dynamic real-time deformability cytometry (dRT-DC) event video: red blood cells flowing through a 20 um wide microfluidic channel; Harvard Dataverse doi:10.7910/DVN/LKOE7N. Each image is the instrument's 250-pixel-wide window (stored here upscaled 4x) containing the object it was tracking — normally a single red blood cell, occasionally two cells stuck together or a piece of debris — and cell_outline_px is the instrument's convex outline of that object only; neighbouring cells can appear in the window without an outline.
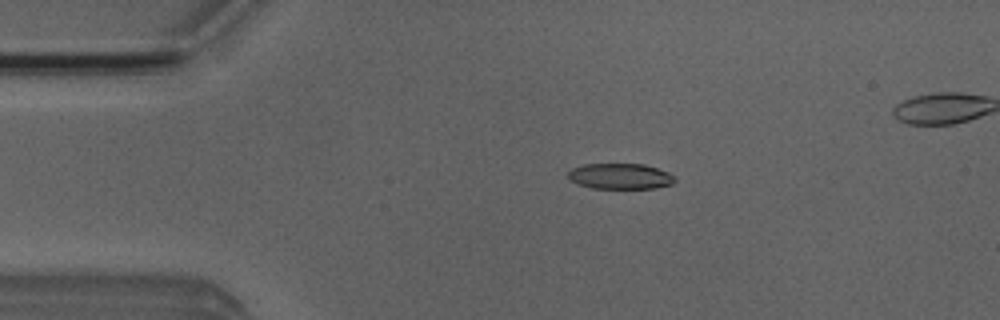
{"species": "Egyptian fruit bat (a non-hibernating species)", "species_latin": "Rousettus aegyptiacus", "temperature_condition": "room temperature", "stored_images_in_passage": 47, "camera_frame_rate_fps": 3000, "um_per_image_px": 0.085, "animal": {"sex": "male"}, "frame": {"image": 1, "passage_image": 9, "time_ms": 2.667, "image_size_px": [1000, 320], "cell_outline_px": [[676, 180], [672, 184], [656, 188], [592, 188], [576, 184], [568, 180], [568, 172], [572, 168], [584, 164], [644, 164], [668, 172], [676, 176]], "centroid_in_image_um": [52.71, 14.98], "position_along_channel_um": 32.3, "area_um2": 16.13}}
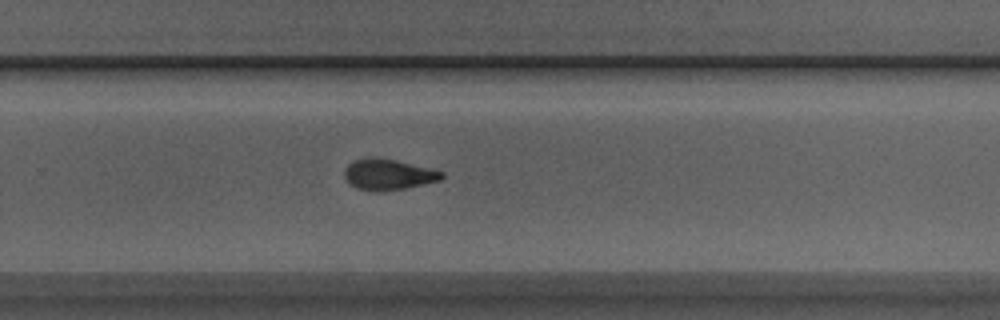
{"frame": {"image": 2, "passage_image": 32, "time_ms": 10.333, "image_size_px": [1000, 320], "cell_outline_px": [[444, 176], [440, 180], [404, 188], [376, 192], [372, 192], [356, 188], [344, 176], [344, 168], [352, 160], [376, 156], [396, 160], [444, 172]], "centroid_in_image_um": [32.96, 14.82], "position_along_channel_um": 296.8, "area_um2": 17.46}}
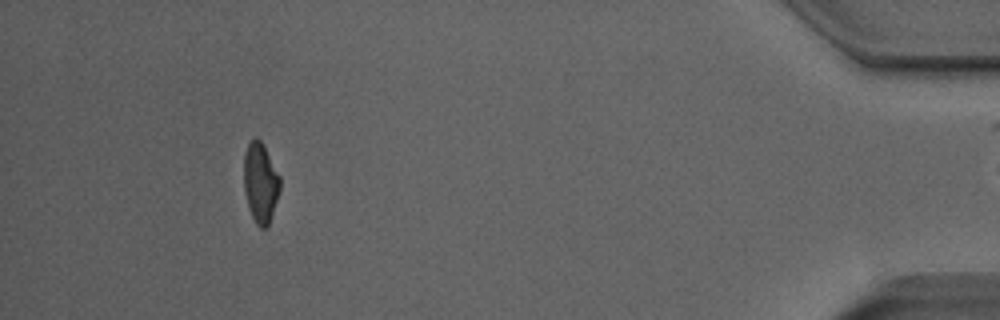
{"frame": {"image": 3, "passage_image": 46, "time_ms": 15.0, "image_size_px": [1000, 320], "cell_outline_px": [[280, 192], [272, 216], [268, 224], [264, 228], [260, 228], [256, 224], [252, 216], [244, 192], [244, 152], [248, 144], [256, 136], [260, 140], [280, 176]], "centroid_in_image_um": [22.14, 15.54], "position_along_channel_um": 413.1, "area_um2": 16.76}, "authors_computed_cell_mechanics": {"area_um2": 17.3978, "velocity_mm_per_s": 3.9862, "shape_relaxation_time_tau1_ms": 6.7438, "shape_relaxation_time_tau2_ms": 3.324, "deformation_change_tau1": 0.2066, "deformation_change_tau2": 0.0958}}